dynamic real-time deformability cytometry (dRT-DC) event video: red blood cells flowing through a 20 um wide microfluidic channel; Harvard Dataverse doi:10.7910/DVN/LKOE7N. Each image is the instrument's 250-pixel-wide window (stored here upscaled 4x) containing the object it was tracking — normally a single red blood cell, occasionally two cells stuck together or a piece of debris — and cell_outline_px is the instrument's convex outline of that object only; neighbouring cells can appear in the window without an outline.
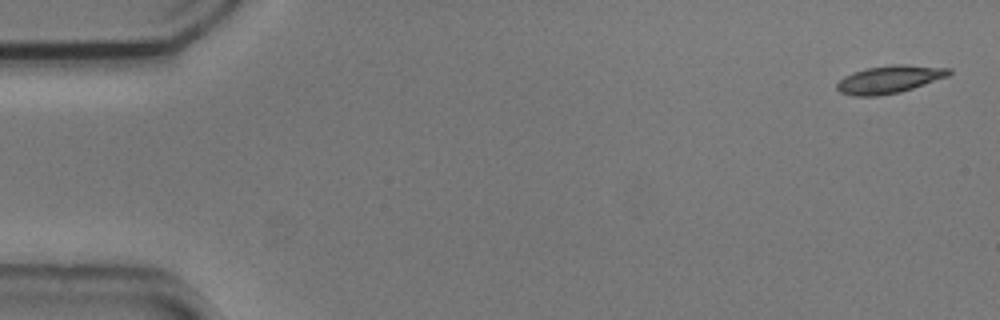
{"species": "common noctule bat (a hibernating species)", "species_latin": "Nyctalus noctula", "temperature_condition": "cold", "stored_images_in_passage": 5, "camera_frame_rate_fps": 3000, "um_per_image_px": 0.085, "animal": {"sex": "male", "body_mass_g": 20.5, "forearm_length_mm": 52.5}, "frame": {"image": 1, "passage_image": 1, "time_ms": 0.0, "image_size_px": [1000, 320], "cell_outline_px": [[952, 72], [948, 76], [900, 92], [876, 96], [852, 96], [840, 92], [836, 88], [836, 84], [844, 76], [852, 72], [868, 68], [892, 64], [908, 64], [952, 68]], "centroid_in_image_um": [75.6, 6.73], "position_along_channel_um": 9.4, "area_um2": 18.15}}
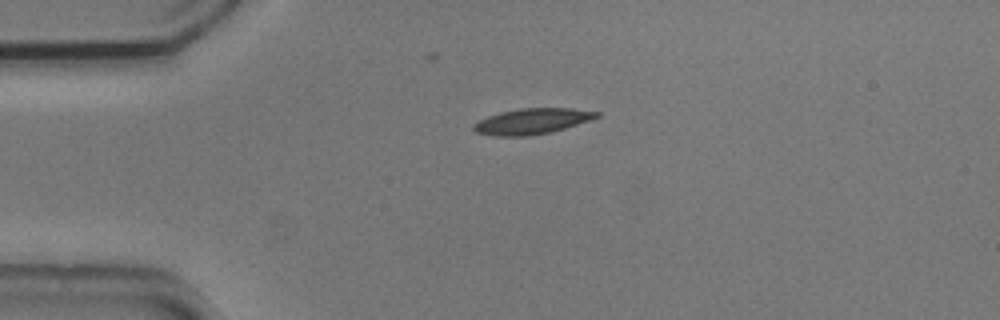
{"frame": {"image": 2, "passage_image": 4, "time_ms": 1.0, "image_size_px": [1000, 320], "cell_outline_px": [[600, 116], [564, 128], [548, 132], [524, 136], [492, 136], [476, 132], [472, 128], [472, 124], [488, 116], [500, 112], [520, 108], [572, 108], [600, 112]], "centroid_in_image_um": [45.18, 10.3], "position_along_channel_um": 39.8, "area_um2": 18.21}}